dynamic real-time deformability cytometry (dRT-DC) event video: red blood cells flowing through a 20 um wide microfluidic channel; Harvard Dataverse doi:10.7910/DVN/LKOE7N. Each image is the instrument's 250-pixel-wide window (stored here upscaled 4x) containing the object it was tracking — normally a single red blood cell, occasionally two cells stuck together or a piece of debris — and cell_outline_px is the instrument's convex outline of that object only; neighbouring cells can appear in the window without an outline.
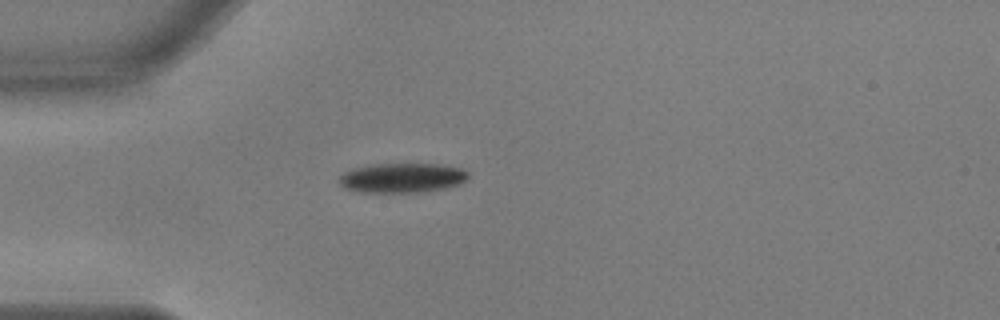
{"species": "common noctule bat (a hibernating species)", "species_latin": "Nyctalus noctula", "temperature_condition": "warm", "stored_images_in_passage": 41, "camera_frame_rate_fps": 3000, "um_per_image_px": 0.085, "animal": {"sex": "male", "body_mass_g": 17.9, "forearm_length_mm": 54.2}, "frame": {"image": 1, "passage_image": 1, "time_ms": 0.0, "image_size_px": [1000, 320], "cell_outline_px": [[468, 180], [460, 184], [420, 192], [360, 192], [344, 188], [340, 184], [340, 176], [344, 172], [356, 168], [372, 164], [440, 164], [460, 168], [468, 172]], "centroid_in_image_um": [34.19, 15.11], "position_along_channel_um": 50.8, "area_um2": 22.08}}
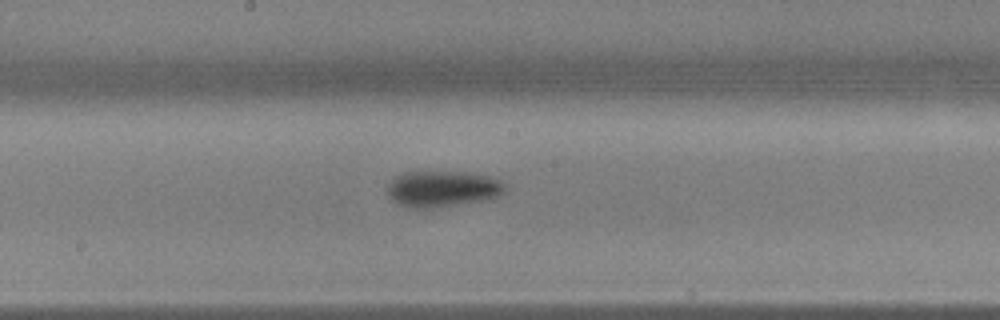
{"frame": {"image": 2, "passage_image": 15, "time_ms": 4.667, "image_size_px": [1000, 320], "cell_outline_px": [[508, 188], [504, 192], [496, 196], [484, 200], [432, 208], [408, 208], [396, 204], [392, 200], [388, 192], [388, 184], [396, 176], [404, 172], [464, 172], [488, 176], [500, 180]], "centroid_in_image_um": [37.59, 16.06], "position_along_channel_um": 210.6, "area_um2": 24.68}}
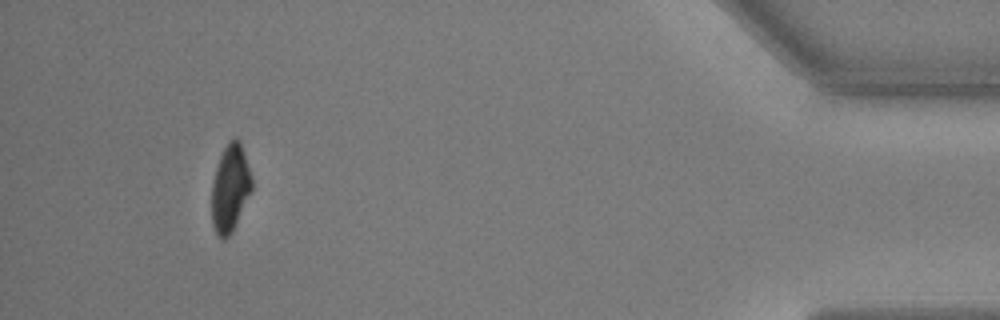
{"frame": {"image": 3, "passage_image": 37, "time_ms": 12.0, "image_size_px": [1000, 320], "cell_outline_px": [[252, 192], [232, 232], [224, 240], [216, 232], [212, 224], [212, 184], [216, 168], [220, 156], [224, 148], [236, 136], [240, 140], [252, 176]], "centroid_in_image_um": [19.59, 16.0], "position_along_channel_um": 415.6, "area_um2": 20.35}, "authors_computed_cell_mechanics": {"area_um2": 23.3512, "velocity_mm_per_s": 3.668, "shape_relaxation_time_tau1_ms": 3.3075, "shape_relaxation_time_tau2_ms": 5.3668, "deformation_change_tau1": 0.1561, "deformation_change_tau2": 0.0789}}